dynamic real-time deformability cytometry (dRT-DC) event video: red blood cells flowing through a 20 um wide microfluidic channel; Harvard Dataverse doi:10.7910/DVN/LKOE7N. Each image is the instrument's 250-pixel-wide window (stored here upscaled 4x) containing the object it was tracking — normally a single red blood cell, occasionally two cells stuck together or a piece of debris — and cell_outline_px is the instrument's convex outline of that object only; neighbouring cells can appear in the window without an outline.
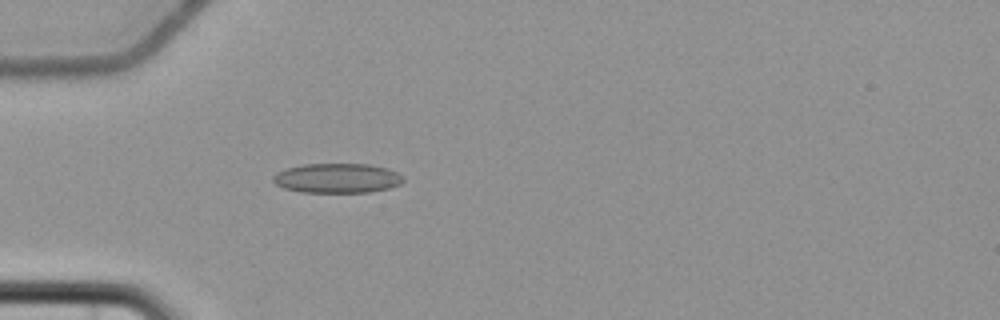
{"species": "common noctule bat (a hibernating species)", "species_latin": "Nyctalus noctula", "temperature_condition": "cold", "stored_images_in_passage": 4, "camera_frame_rate_fps": 3000, "um_per_image_px": 0.085, "animal": {"sex": "female", "body_mass_g": 22.7, "forearm_length_mm": 54.2}, "frame": {"image": 1, "passage_image": 4, "time_ms": 3.667, "image_size_px": [1000, 320], "cell_outline_px": [[404, 180], [400, 184], [392, 188], [372, 192], [300, 192], [284, 188], [276, 184], [272, 180], [272, 176], [276, 172], [284, 168], [304, 164], [368, 164], [388, 168], [404, 176]], "centroid_in_image_um": [28.67, 15.14], "position_along_channel_um": 56.3, "area_um2": 22.77}}